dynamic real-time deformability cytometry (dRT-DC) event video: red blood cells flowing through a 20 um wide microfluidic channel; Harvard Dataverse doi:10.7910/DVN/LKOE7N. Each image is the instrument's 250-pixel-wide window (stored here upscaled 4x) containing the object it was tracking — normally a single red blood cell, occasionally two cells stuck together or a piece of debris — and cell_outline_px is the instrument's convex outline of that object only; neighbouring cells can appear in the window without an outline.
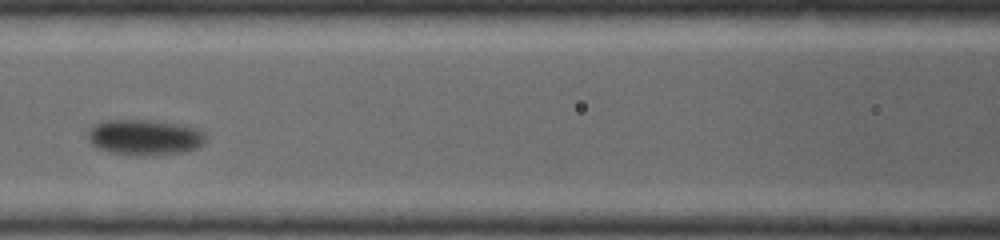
{"species": "common noctule bat (a hibernating species)", "species_latin": "Nyctalus noctula", "temperature_condition": "warm", "stored_images_in_passage": 25, "camera_frame_rate_fps": 5000, "um_per_image_px": 0.085, "animal": {"sex": "female", "body_mass_g": 19.0, "forearm_length_mm": 53.3}, "frame": {"image": 1, "passage_image": 21, "time_ms": 2.6, "image_size_px": [1000, 240], "cell_outline_px": [[204, 144], [196, 148], [180, 152], [108, 152], [96, 148], [88, 140], [88, 128], [92, 124], [104, 120], [148, 120], [180, 124], [204, 132]], "centroid_in_image_um": [12.21, 11.6], "position_along_channel_um": 154.4, "area_um2": 23.41}}